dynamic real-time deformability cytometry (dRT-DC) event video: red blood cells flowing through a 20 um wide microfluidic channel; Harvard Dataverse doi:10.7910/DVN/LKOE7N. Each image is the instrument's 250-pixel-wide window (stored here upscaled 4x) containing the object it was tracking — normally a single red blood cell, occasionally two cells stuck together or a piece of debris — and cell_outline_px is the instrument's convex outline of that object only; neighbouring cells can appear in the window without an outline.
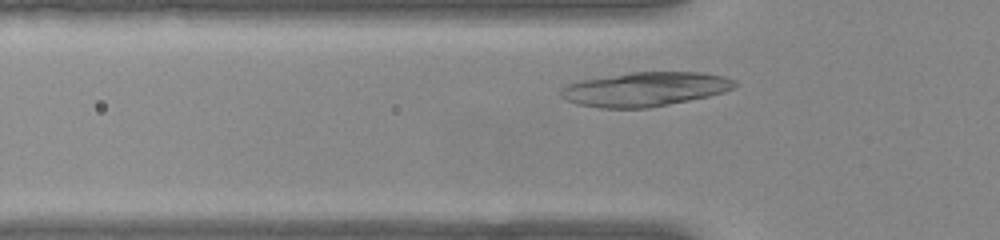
{"species": "common noctule bat (a hibernating species)", "species_latin": "Nyctalus noctula", "temperature_condition": "warm", "stored_images_in_passage": 32, "camera_frame_rate_fps": 3000, "um_per_image_px": 0.085, "animal": {"sex": "female", "body_mass_g": 22.0, "forearm_length_mm": 56.7}, "frame": {"image": 1, "passage_image": 5, "time_ms": 1.333, "image_size_px": [1000, 240], "cell_outline_px": [[736, 84], [732, 88], [724, 92], [708, 96], [648, 108], [600, 108], [576, 104], [560, 96], [560, 88], [568, 84], [580, 80], [632, 72], [704, 72], [724, 76], [736, 80]], "centroid_in_image_um": [54.81, 7.57], "position_along_channel_um": 71.0, "area_um2": 34.62}}
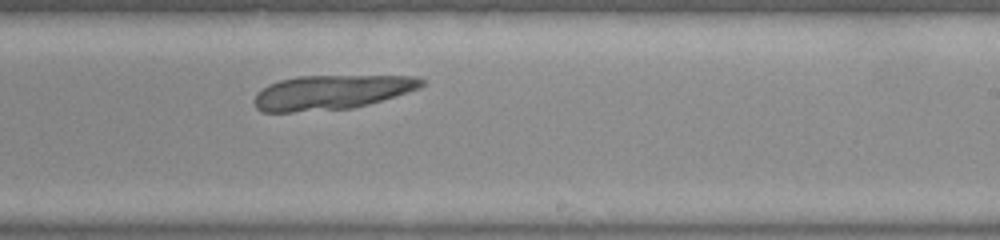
{"frame": {"image": 2, "passage_image": 20, "time_ms": 6.333, "image_size_px": [1000, 240], "cell_outline_px": [[424, 84], [420, 88], [396, 96], [368, 104], [352, 108], [292, 112], [260, 112], [256, 108], [252, 100], [256, 92], [268, 84], [280, 80], [296, 76], [416, 76], [424, 80]], "centroid_in_image_um": [28.12, 7.84], "position_along_channel_um": 260.9, "area_um2": 33.76}}
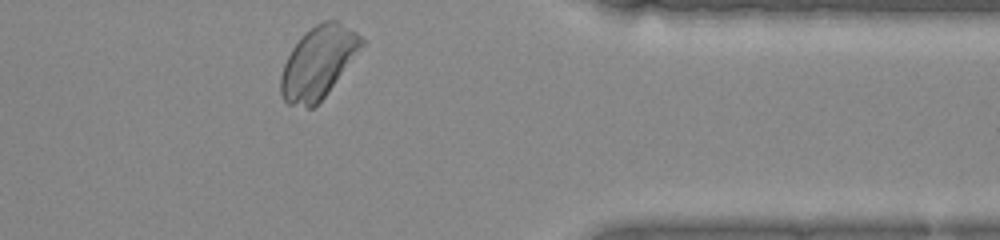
{"frame": {"image": 3, "passage_image": 31, "time_ms": 10.0, "image_size_px": [1000, 240], "cell_outline_px": [[368, 44], [324, 96], [312, 108], [308, 108], [288, 104], [280, 96], [280, 76], [284, 64], [292, 48], [316, 24], [324, 20], [336, 20], [356, 32], [368, 40]], "centroid_in_image_um": [27.11, 5.31], "position_along_channel_um": 384.3, "area_um2": 33.93}}